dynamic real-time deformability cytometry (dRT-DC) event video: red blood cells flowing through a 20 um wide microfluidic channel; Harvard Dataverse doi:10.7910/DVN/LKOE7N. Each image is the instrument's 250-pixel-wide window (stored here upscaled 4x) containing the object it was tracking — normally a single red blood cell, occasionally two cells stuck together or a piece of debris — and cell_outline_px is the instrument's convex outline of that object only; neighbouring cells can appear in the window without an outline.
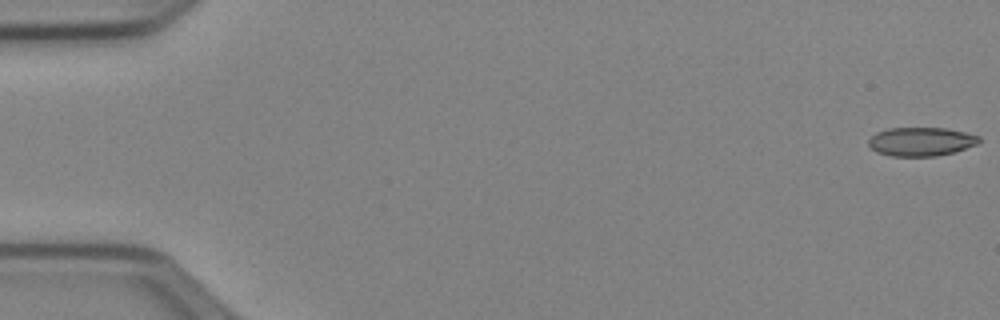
{"species": "Egyptian fruit bat (a non-hibernating species)", "species_latin": "Rousettus aegyptiacus", "temperature_condition": "cold", "stored_images_in_passage": 52, "camera_frame_rate_fps": 3000, "um_per_image_px": 0.085, "animal": {"sex": "female"}, "frame": {"image": 1, "passage_image": 1, "time_ms": 0.0, "image_size_px": [1000, 320], "cell_outline_px": [[980, 140], [976, 144], [952, 152], [936, 156], [892, 156], [876, 152], [868, 144], [868, 140], [876, 132], [888, 128], [944, 128], [964, 132], [980, 136]], "centroid_in_image_um": [78.25, 12.03], "position_along_channel_um": 6.8, "area_um2": 18.32}}
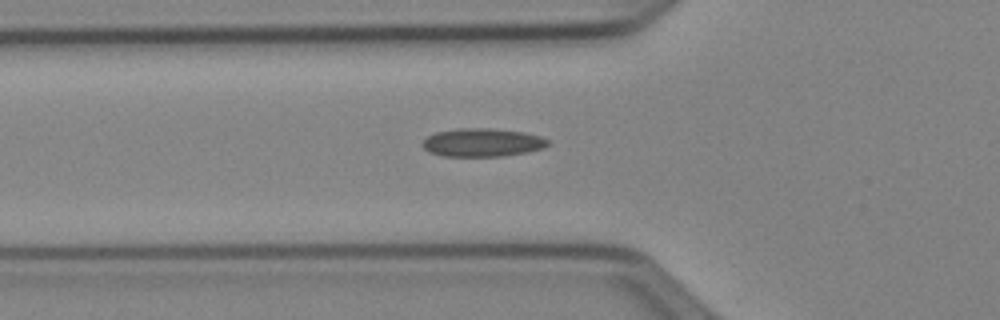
{"frame": {"image": 2, "passage_image": 19, "time_ms": 6.0, "image_size_px": [1000, 320], "cell_outline_px": [[548, 144], [544, 148], [524, 152], [500, 156], [440, 156], [428, 152], [420, 144], [428, 136], [436, 132], [456, 128], [488, 128], [524, 132], [540, 136], [548, 140]], "centroid_in_image_um": [40.94, 12.11], "position_along_channel_um": 84.9, "area_um2": 20.63}}
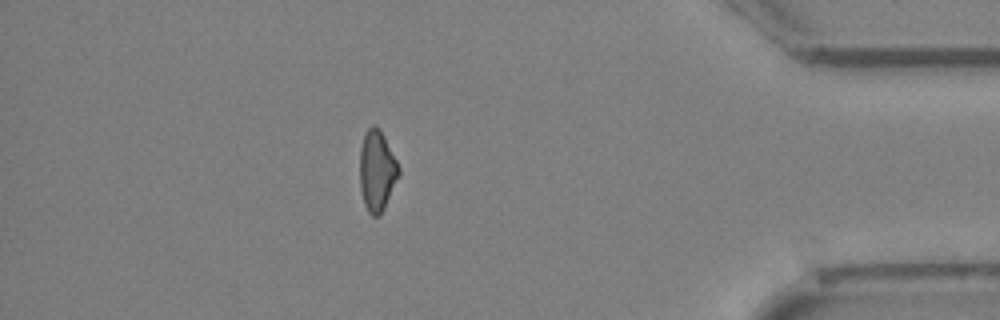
{"frame": {"image": 3, "passage_image": 46, "time_ms": 15.0, "image_size_px": [1000, 320], "cell_outline_px": [[400, 176], [380, 216], [372, 216], [368, 212], [364, 204], [360, 188], [360, 148], [364, 132], [372, 124], [376, 124], [380, 128], [400, 168]], "centroid_in_image_um": [32.04, 14.5], "position_along_channel_um": 403.2, "area_um2": 18.61}, "authors_computed_cell_mechanics": {"area_um2": 19.1029, "velocity_mm_per_s": 3.9683, "shape_relaxation_time_tau1_ms": null, "shape_relaxation_time_tau2_ms": 7.0591, "deformation_change_tau1": null, "deformation_change_tau2": 0.1362}}